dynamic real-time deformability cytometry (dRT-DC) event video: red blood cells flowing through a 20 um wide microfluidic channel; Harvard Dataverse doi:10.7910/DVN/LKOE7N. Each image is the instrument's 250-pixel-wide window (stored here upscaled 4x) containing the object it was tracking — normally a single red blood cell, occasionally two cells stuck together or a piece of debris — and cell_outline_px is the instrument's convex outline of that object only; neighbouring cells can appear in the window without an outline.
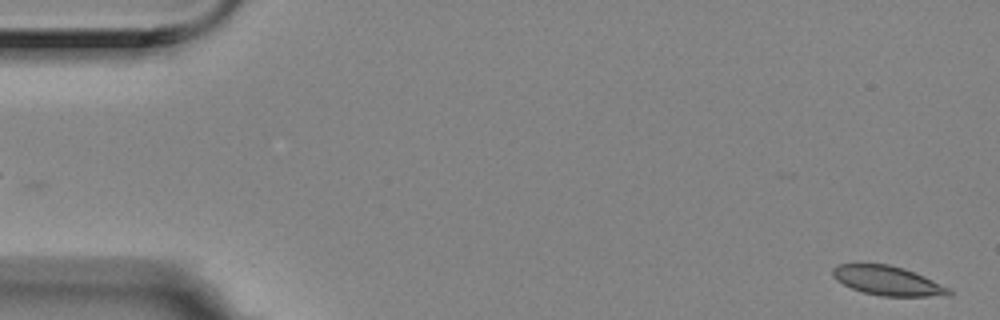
{"species": "Egyptian fruit bat (a non-hibernating species)", "species_latin": "Rousettus aegyptiacus", "temperature_condition": "room temperature", "stored_images_in_passage": 5, "segment_of_instrument_passage": [2, 2], "camera_frame_rate_fps": 3000, "um_per_image_px": 0.085, "animal": {"sex": "female"}, "frame": {"image": 1, "passage_image": 5, "time_ms": 1.333, "image_size_px": [1000, 320], "cell_outline_px": [[952, 296], [880, 296], [864, 292], [852, 288], [836, 280], [832, 276], [832, 268], [836, 264], [888, 264], [904, 268], [924, 276], [948, 288], [952, 292]], "centroid_in_image_um": [75.44, 23.86], "position_along_channel_um": 9.6, "area_um2": 19.77}}